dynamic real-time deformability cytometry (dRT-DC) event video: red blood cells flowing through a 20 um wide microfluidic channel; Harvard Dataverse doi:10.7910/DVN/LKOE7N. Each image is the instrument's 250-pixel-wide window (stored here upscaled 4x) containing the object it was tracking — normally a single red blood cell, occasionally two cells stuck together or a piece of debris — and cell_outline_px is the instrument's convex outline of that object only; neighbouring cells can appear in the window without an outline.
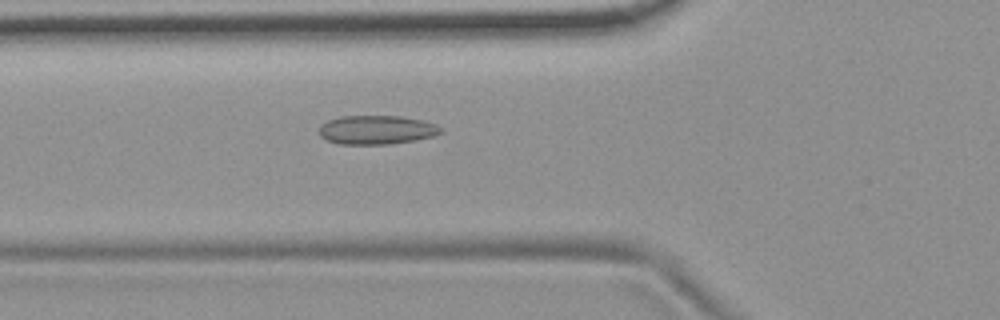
{"species": "common noctule bat (a hibernating species)", "species_latin": "Nyctalus noctula", "temperature_condition": "room temperature", "stored_images_in_passage": 54, "camera_frame_rate_fps": 3000, "um_per_image_px": 0.085, "animal": {"sex": "female", "body_mass_g": 19.9}, "frame": {"image": 1, "passage_image": 19, "time_ms": 6.0, "image_size_px": [1000, 320], "cell_outline_px": [[444, 132], [432, 136], [416, 140], [388, 144], [340, 144], [328, 140], [320, 136], [320, 128], [328, 120], [340, 116], [400, 116], [424, 120], [436, 124], [444, 128]], "centroid_in_image_um": [32.08, 11.03], "position_along_channel_um": 93.7, "area_um2": 20.52}}
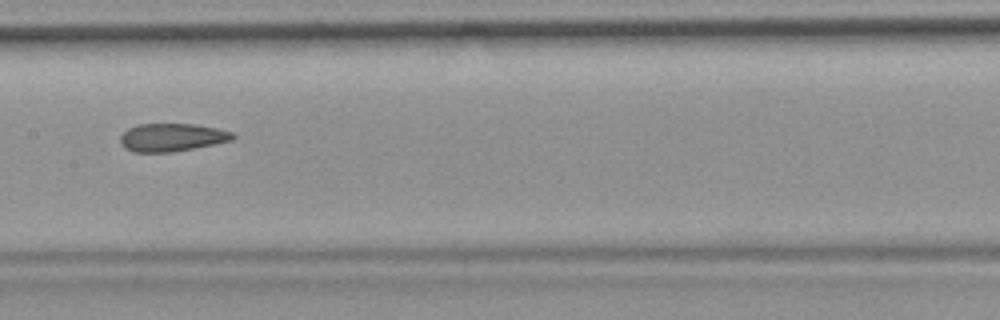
{"frame": {"image": 2, "passage_image": 27, "time_ms": 8.667, "image_size_px": [1000, 320], "cell_outline_px": [[236, 136], [232, 140], [172, 152], [132, 152], [124, 148], [120, 144], [120, 136], [128, 128], [136, 124], [196, 124], [216, 128], [232, 132]], "centroid_in_image_um": [14.56, 11.67], "position_along_channel_um": 192.8, "area_um2": 18.32}}
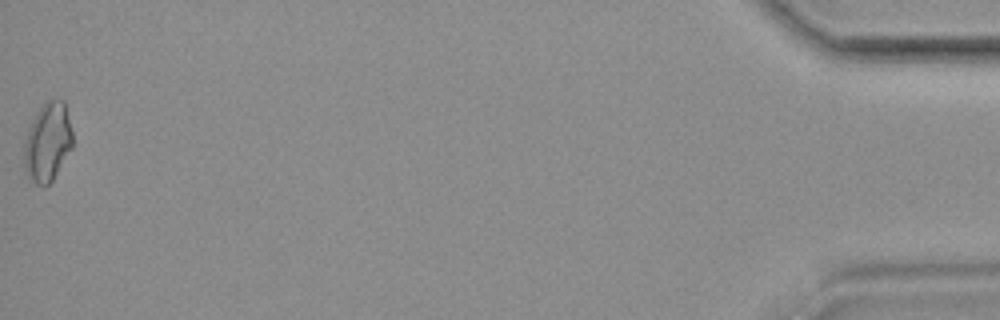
{"frame": {"image": 3, "passage_image": 54, "time_ms": 17.667, "image_size_px": [1000, 320], "cell_outline_px": [[72, 148], [52, 180], [44, 188], [28, 180], [24, 172], [24, 140], [28, 128], [40, 104], [44, 100], [64, 100], [72, 132]], "centroid_in_image_um": [4.01, 12.09], "position_along_channel_um": 431.2, "area_um2": 22.66}, "authors_computed_cell_mechanics": {"area_um2": 19.1607, "velocity_mm_per_s": 3.7048, "shape_relaxation_time_tau1_ms": null, "shape_relaxation_time_tau2_ms": 3.0508, "deformation_change_tau1": null, "deformation_change_tau2": 0.0876}}